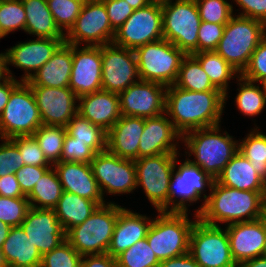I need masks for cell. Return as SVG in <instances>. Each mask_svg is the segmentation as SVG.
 <instances>
[{
    "label": "cell",
    "mask_w": 266,
    "mask_h": 267,
    "mask_svg": "<svg viewBox=\"0 0 266 267\" xmlns=\"http://www.w3.org/2000/svg\"><path fill=\"white\" fill-rule=\"evenodd\" d=\"M224 108L225 94L221 91L197 92L167 86L165 113L182 136L194 129L220 125Z\"/></svg>",
    "instance_id": "cell-1"
},
{
    "label": "cell",
    "mask_w": 266,
    "mask_h": 267,
    "mask_svg": "<svg viewBox=\"0 0 266 267\" xmlns=\"http://www.w3.org/2000/svg\"><path fill=\"white\" fill-rule=\"evenodd\" d=\"M209 197L198 218L207 224L224 226L263 217L261 191L239 190L223 186L214 180Z\"/></svg>",
    "instance_id": "cell-2"
},
{
    "label": "cell",
    "mask_w": 266,
    "mask_h": 267,
    "mask_svg": "<svg viewBox=\"0 0 266 267\" xmlns=\"http://www.w3.org/2000/svg\"><path fill=\"white\" fill-rule=\"evenodd\" d=\"M221 131V125L194 129L185 133L181 142L186 147L184 156L190 158L193 155L194 159L190 161L214 180L238 151V140L226 130Z\"/></svg>",
    "instance_id": "cell-3"
},
{
    "label": "cell",
    "mask_w": 266,
    "mask_h": 267,
    "mask_svg": "<svg viewBox=\"0 0 266 267\" xmlns=\"http://www.w3.org/2000/svg\"><path fill=\"white\" fill-rule=\"evenodd\" d=\"M265 35L266 25L263 22L235 13L225 24L215 51L241 75Z\"/></svg>",
    "instance_id": "cell-4"
},
{
    "label": "cell",
    "mask_w": 266,
    "mask_h": 267,
    "mask_svg": "<svg viewBox=\"0 0 266 267\" xmlns=\"http://www.w3.org/2000/svg\"><path fill=\"white\" fill-rule=\"evenodd\" d=\"M188 212H160L153 217L146 239L158 260L164 261L189 252L191 229L198 219Z\"/></svg>",
    "instance_id": "cell-5"
},
{
    "label": "cell",
    "mask_w": 266,
    "mask_h": 267,
    "mask_svg": "<svg viewBox=\"0 0 266 267\" xmlns=\"http://www.w3.org/2000/svg\"><path fill=\"white\" fill-rule=\"evenodd\" d=\"M119 215V205L113 201L98 206L82 223L65 233L66 240L82 256L105 254L109 248Z\"/></svg>",
    "instance_id": "cell-6"
},
{
    "label": "cell",
    "mask_w": 266,
    "mask_h": 267,
    "mask_svg": "<svg viewBox=\"0 0 266 267\" xmlns=\"http://www.w3.org/2000/svg\"><path fill=\"white\" fill-rule=\"evenodd\" d=\"M178 157H176L174 171L170 179L167 212H189L188 207L190 205L203 200L200 207L195 210V214L198 215L204 208L205 200L209 197V194L206 193V187L209 188L207 191L211 189L214 178L198 165H194L190 161L191 157H186L184 162L182 160L180 164Z\"/></svg>",
    "instance_id": "cell-7"
},
{
    "label": "cell",
    "mask_w": 266,
    "mask_h": 267,
    "mask_svg": "<svg viewBox=\"0 0 266 267\" xmlns=\"http://www.w3.org/2000/svg\"><path fill=\"white\" fill-rule=\"evenodd\" d=\"M200 23L195 0H162L163 38L186 55L198 53Z\"/></svg>",
    "instance_id": "cell-8"
},
{
    "label": "cell",
    "mask_w": 266,
    "mask_h": 267,
    "mask_svg": "<svg viewBox=\"0 0 266 267\" xmlns=\"http://www.w3.org/2000/svg\"><path fill=\"white\" fill-rule=\"evenodd\" d=\"M140 80L174 85L186 54L164 38L134 50Z\"/></svg>",
    "instance_id": "cell-9"
},
{
    "label": "cell",
    "mask_w": 266,
    "mask_h": 267,
    "mask_svg": "<svg viewBox=\"0 0 266 267\" xmlns=\"http://www.w3.org/2000/svg\"><path fill=\"white\" fill-rule=\"evenodd\" d=\"M210 225L199 218L189 239V254L199 267H238L234 261L226 227Z\"/></svg>",
    "instance_id": "cell-10"
},
{
    "label": "cell",
    "mask_w": 266,
    "mask_h": 267,
    "mask_svg": "<svg viewBox=\"0 0 266 267\" xmlns=\"http://www.w3.org/2000/svg\"><path fill=\"white\" fill-rule=\"evenodd\" d=\"M42 121L31 87L21 82L0 115V138L33 135Z\"/></svg>",
    "instance_id": "cell-11"
},
{
    "label": "cell",
    "mask_w": 266,
    "mask_h": 267,
    "mask_svg": "<svg viewBox=\"0 0 266 267\" xmlns=\"http://www.w3.org/2000/svg\"><path fill=\"white\" fill-rule=\"evenodd\" d=\"M177 156L180 153H163L134 161L137 189L142 187L146 198L157 212H167L170 179Z\"/></svg>",
    "instance_id": "cell-12"
},
{
    "label": "cell",
    "mask_w": 266,
    "mask_h": 267,
    "mask_svg": "<svg viewBox=\"0 0 266 267\" xmlns=\"http://www.w3.org/2000/svg\"><path fill=\"white\" fill-rule=\"evenodd\" d=\"M162 38V0H153L147 6L134 10L126 21L115 30L112 43L135 50Z\"/></svg>",
    "instance_id": "cell-13"
},
{
    "label": "cell",
    "mask_w": 266,
    "mask_h": 267,
    "mask_svg": "<svg viewBox=\"0 0 266 267\" xmlns=\"http://www.w3.org/2000/svg\"><path fill=\"white\" fill-rule=\"evenodd\" d=\"M90 166L103 198L105 194L119 196L137 189L134 160L120 158L105 150L95 154Z\"/></svg>",
    "instance_id": "cell-14"
},
{
    "label": "cell",
    "mask_w": 266,
    "mask_h": 267,
    "mask_svg": "<svg viewBox=\"0 0 266 267\" xmlns=\"http://www.w3.org/2000/svg\"><path fill=\"white\" fill-rule=\"evenodd\" d=\"M108 13L101 0L84 3L74 25L65 34L64 42L73 45L103 46L113 41Z\"/></svg>",
    "instance_id": "cell-15"
},
{
    "label": "cell",
    "mask_w": 266,
    "mask_h": 267,
    "mask_svg": "<svg viewBox=\"0 0 266 267\" xmlns=\"http://www.w3.org/2000/svg\"><path fill=\"white\" fill-rule=\"evenodd\" d=\"M102 90L119 94L140 80L134 50L113 43L101 46Z\"/></svg>",
    "instance_id": "cell-16"
},
{
    "label": "cell",
    "mask_w": 266,
    "mask_h": 267,
    "mask_svg": "<svg viewBox=\"0 0 266 267\" xmlns=\"http://www.w3.org/2000/svg\"><path fill=\"white\" fill-rule=\"evenodd\" d=\"M64 39L34 38L27 42H18L4 51L7 75L16 78L9 66L23 70L21 82L29 81L34 74L52 57Z\"/></svg>",
    "instance_id": "cell-17"
},
{
    "label": "cell",
    "mask_w": 266,
    "mask_h": 267,
    "mask_svg": "<svg viewBox=\"0 0 266 267\" xmlns=\"http://www.w3.org/2000/svg\"><path fill=\"white\" fill-rule=\"evenodd\" d=\"M167 86L139 80L118 94L122 116L150 118L165 113Z\"/></svg>",
    "instance_id": "cell-18"
},
{
    "label": "cell",
    "mask_w": 266,
    "mask_h": 267,
    "mask_svg": "<svg viewBox=\"0 0 266 267\" xmlns=\"http://www.w3.org/2000/svg\"><path fill=\"white\" fill-rule=\"evenodd\" d=\"M30 87L43 125L66 127L78 113V97L69 87Z\"/></svg>",
    "instance_id": "cell-19"
},
{
    "label": "cell",
    "mask_w": 266,
    "mask_h": 267,
    "mask_svg": "<svg viewBox=\"0 0 266 267\" xmlns=\"http://www.w3.org/2000/svg\"><path fill=\"white\" fill-rule=\"evenodd\" d=\"M69 88L77 97L102 90L101 46L73 45Z\"/></svg>",
    "instance_id": "cell-20"
},
{
    "label": "cell",
    "mask_w": 266,
    "mask_h": 267,
    "mask_svg": "<svg viewBox=\"0 0 266 267\" xmlns=\"http://www.w3.org/2000/svg\"><path fill=\"white\" fill-rule=\"evenodd\" d=\"M20 226L42 256L66 240L54 209L30 207Z\"/></svg>",
    "instance_id": "cell-21"
},
{
    "label": "cell",
    "mask_w": 266,
    "mask_h": 267,
    "mask_svg": "<svg viewBox=\"0 0 266 267\" xmlns=\"http://www.w3.org/2000/svg\"><path fill=\"white\" fill-rule=\"evenodd\" d=\"M224 227L227 230L232 257L238 266L244 261L262 256L266 241V217Z\"/></svg>",
    "instance_id": "cell-22"
},
{
    "label": "cell",
    "mask_w": 266,
    "mask_h": 267,
    "mask_svg": "<svg viewBox=\"0 0 266 267\" xmlns=\"http://www.w3.org/2000/svg\"><path fill=\"white\" fill-rule=\"evenodd\" d=\"M166 113L145 118L141 135L138 158L156 156L163 153H179L182 135L174 128Z\"/></svg>",
    "instance_id": "cell-23"
},
{
    "label": "cell",
    "mask_w": 266,
    "mask_h": 267,
    "mask_svg": "<svg viewBox=\"0 0 266 267\" xmlns=\"http://www.w3.org/2000/svg\"><path fill=\"white\" fill-rule=\"evenodd\" d=\"M63 191L95 201L99 206L106 204L90 163L58 162L53 165Z\"/></svg>",
    "instance_id": "cell-24"
},
{
    "label": "cell",
    "mask_w": 266,
    "mask_h": 267,
    "mask_svg": "<svg viewBox=\"0 0 266 267\" xmlns=\"http://www.w3.org/2000/svg\"><path fill=\"white\" fill-rule=\"evenodd\" d=\"M152 221L150 216L119 205V215L107 253L116 258L137 241L146 238Z\"/></svg>",
    "instance_id": "cell-25"
},
{
    "label": "cell",
    "mask_w": 266,
    "mask_h": 267,
    "mask_svg": "<svg viewBox=\"0 0 266 267\" xmlns=\"http://www.w3.org/2000/svg\"><path fill=\"white\" fill-rule=\"evenodd\" d=\"M78 114L108 132L120 119L119 96L100 90L78 97Z\"/></svg>",
    "instance_id": "cell-26"
},
{
    "label": "cell",
    "mask_w": 266,
    "mask_h": 267,
    "mask_svg": "<svg viewBox=\"0 0 266 267\" xmlns=\"http://www.w3.org/2000/svg\"><path fill=\"white\" fill-rule=\"evenodd\" d=\"M145 118L121 116L107 132V150L123 159L137 160Z\"/></svg>",
    "instance_id": "cell-27"
},
{
    "label": "cell",
    "mask_w": 266,
    "mask_h": 267,
    "mask_svg": "<svg viewBox=\"0 0 266 267\" xmlns=\"http://www.w3.org/2000/svg\"><path fill=\"white\" fill-rule=\"evenodd\" d=\"M72 59L73 44L63 42L53 53L50 60L26 83L29 86L69 87Z\"/></svg>",
    "instance_id": "cell-28"
},
{
    "label": "cell",
    "mask_w": 266,
    "mask_h": 267,
    "mask_svg": "<svg viewBox=\"0 0 266 267\" xmlns=\"http://www.w3.org/2000/svg\"><path fill=\"white\" fill-rule=\"evenodd\" d=\"M10 267H39L42 255L21 226L11 227L2 246Z\"/></svg>",
    "instance_id": "cell-29"
},
{
    "label": "cell",
    "mask_w": 266,
    "mask_h": 267,
    "mask_svg": "<svg viewBox=\"0 0 266 267\" xmlns=\"http://www.w3.org/2000/svg\"><path fill=\"white\" fill-rule=\"evenodd\" d=\"M216 181L234 189L261 191L264 179L258 175L251 162L237 151Z\"/></svg>",
    "instance_id": "cell-30"
},
{
    "label": "cell",
    "mask_w": 266,
    "mask_h": 267,
    "mask_svg": "<svg viewBox=\"0 0 266 267\" xmlns=\"http://www.w3.org/2000/svg\"><path fill=\"white\" fill-rule=\"evenodd\" d=\"M26 12L24 32L36 38L64 39L65 34L58 28L47 0H22Z\"/></svg>",
    "instance_id": "cell-31"
},
{
    "label": "cell",
    "mask_w": 266,
    "mask_h": 267,
    "mask_svg": "<svg viewBox=\"0 0 266 267\" xmlns=\"http://www.w3.org/2000/svg\"><path fill=\"white\" fill-rule=\"evenodd\" d=\"M99 205L92 200L64 191L54 211L65 233L82 224Z\"/></svg>",
    "instance_id": "cell-32"
},
{
    "label": "cell",
    "mask_w": 266,
    "mask_h": 267,
    "mask_svg": "<svg viewBox=\"0 0 266 267\" xmlns=\"http://www.w3.org/2000/svg\"><path fill=\"white\" fill-rule=\"evenodd\" d=\"M191 55L200 63L212 85L225 94L226 107V100L230 97L228 93L230 80H235L240 74L216 51H202Z\"/></svg>",
    "instance_id": "cell-33"
},
{
    "label": "cell",
    "mask_w": 266,
    "mask_h": 267,
    "mask_svg": "<svg viewBox=\"0 0 266 267\" xmlns=\"http://www.w3.org/2000/svg\"><path fill=\"white\" fill-rule=\"evenodd\" d=\"M63 187L54 167H50L35 183L27 196L30 207L38 209H54L63 194Z\"/></svg>",
    "instance_id": "cell-34"
},
{
    "label": "cell",
    "mask_w": 266,
    "mask_h": 267,
    "mask_svg": "<svg viewBox=\"0 0 266 267\" xmlns=\"http://www.w3.org/2000/svg\"><path fill=\"white\" fill-rule=\"evenodd\" d=\"M236 82L239 86L234 102L238 111L250 118L263 113L266 107V93L259 83L246 80L241 75L237 77Z\"/></svg>",
    "instance_id": "cell-35"
},
{
    "label": "cell",
    "mask_w": 266,
    "mask_h": 267,
    "mask_svg": "<svg viewBox=\"0 0 266 267\" xmlns=\"http://www.w3.org/2000/svg\"><path fill=\"white\" fill-rule=\"evenodd\" d=\"M67 133L81 143H86L95 153L107 150V132L76 114L66 126Z\"/></svg>",
    "instance_id": "cell-36"
},
{
    "label": "cell",
    "mask_w": 266,
    "mask_h": 267,
    "mask_svg": "<svg viewBox=\"0 0 266 267\" xmlns=\"http://www.w3.org/2000/svg\"><path fill=\"white\" fill-rule=\"evenodd\" d=\"M174 85L188 91H220L212 85L208 75L192 55H186L182 59Z\"/></svg>",
    "instance_id": "cell-37"
},
{
    "label": "cell",
    "mask_w": 266,
    "mask_h": 267,
    "mask_svg": "<svg viewBox=\"0 0 266 267\" xmlns=\"http://www.w3.org/2000/svg\"><path fill=\"white\" fill-rule=\"evenodd\" d=\"M238 151L246 157L257 171L266 179V134L255 127L242 140L238 141Z\"/></svg>",
    "instance_id": "cell-38"
},
{
    "label": "cell",
    "mask_w": 266,
    "mask_h": 267,
    "mask_svg": "<svg viewBox=\"0 0 266 267\" xmlns=\"http://www.w3.org/2000/svg\"><path fill=\"white\" fill-rule=\"evenodd\" d=\"M66 127L41 125L33 134L46 160L53 166L61 158Z\"/></svg>",
    "instance_id": "cell-39"
},
{
    "label": "cell",
    "mask_w": 266,
    "mask_h": 267,
    "mask_svg": "<svg viewBox=\"0 0 266 267\" xmlns=\"http://www.w3.org/2000/svg\"><path fill=\"white\" fill-rule=\"evenodd\" d=\"M117 267H159L158 260L147 239H141L116 257Z\"/></svg>",
    "instance_id": "cell-40"
},
{
    "label": "cell",
    "mask_w": 266,
    "mask_h": 267,
    "mask_svg": "<svg viewBox=\"0 0 266 267\" xmlns=\"http://www.w3.org/2000/svg\"><path fill=\"white\" fill-rule=\"evenodd\" d=\"M26 12L22 0H0V39L25 29Z\"/></svg>",
    "instance_id": "cell-41"
},
{
    "label": "cell",
    "mask_w": 266,
    "mask_h": 267,
    "mask_svg": "<svg viewBox=\"0 0 266 267\" xmlns=\"http://www.w3.org/2000/svg\"><path fill=\"white\" fill-rule=\"evenodd\" d=\"M47 3L56 25L64 34L74 25L84 5L78 0H47Z\"/></svg>",
    "instance_id": "cell-42"
},
{
    "label": "cell",
    "mask_w": 266,
    "mask_h": 267,
    "mask_svg": "<svg viewBox=\"0 0 266 267\" xmlns=\"http://www.w3.org/2000/svg\"><path fill=\"white\" fill-rule=\"evenodd\" d=\"M201 21L225 25L234 15L232 1L195 0Z\"/></svg>",
    "instance_id": "cell-43"
},
{
    "label": "cell",
    "mask_w": 266,
    "mask_h": 267,
    "mask_svg": "<svg viewBox=\"0 0 266 267\" xmlns=\"http://www.w3.org/2000/svg\"><path fill=\"white\" fill-rule=\"evenodd\" d=\"M82 255L65 240L42 256L41 267H80Z\"/></svg>",
    "instance_id": "cell-44"
},
{
    "label": "cell",
    "mask_w": 266,
    "mask_h": 267,
    "mask_svg": "<svg viewBox=\"0 0 266 267\" xmlns=\"http://www.w3.org/2000/svg\"><path fill=\"white\" fill-rule=\"evenodd\" d=\"M30 208L27 197L0 196V221L10 227L20 226Z\"/></svg>",
    "instance_id": "cell-45"
},
{
    "label": "cell",
    "mask_w": 266,
    "mask_h": 267,
    "mask_svg": "<svg viewBox=\"0 0 266 267\" xmlns=\"http://www.w3.org/2000/svg\"><path fill=\"white\" fill-rule=\"evenodd\" d=\"M19 149L24 165L52 166L45 158L33 135L16 136L10 139Z\"/></svg>",
    "instance_id": "cell-46"
},
{
    "label": "cell",
    "mask_w": 266,
    "mask_h": 267,
    "mask_svg": "<svg viewBox=\"0 0 266 267\" xmlns=\"http://www.w3.org/2000/svg\"><path fill=\"white\" fill-rule=\"evenodd\" d=\"M95 154L86 143L77 141L66 132L59 162L90 163Z\"/></svg>",
    "instance_id": "cell-47"
},
{
    "label": "cell",
    "mask_w": 266,
    "mask_h": 267,
    "mask_svg": "<svg viewBox=\"0 0 266 267\" xmlns=\"http://www.w3.org/2000/svg\"><path fill=\"white\" fill-rule=\"evenodd\" d=\"M0 177L15 173L24 165L17 146L10 140L0 138Z\"/></svg>",
    "instance_id": "cell-48"
},
{
    "label": "cell",
    "mask_w": 266,
    "mask_h": 267,
    "mask_svg": "<svg viewBox=\"0 0 266 267\" xmlns=\"http://www.w3.org/2000/svg\"><path fill=\"white\" fill-rule=\"evenodd\" d=\"M241 76L252 82H259L266 76V35L251 55L249 64Z\"/></svg>",
    "instance_id": "cell-49"
},
{
    "label": "cell",
    "mask_w": 266,
    "mask_h": 267,
    "mask_svg": "<svg viewBox=\"0 0 266 267\" xmlns=\"http://www.w3.org/2000/svg\"><path fill=\"white\" fill-rule=\"evenodd\" d=\"M225 25L201 21L198 31V52L215 51Z\"/></svg>",
    "instance_id": "cell-50"
},
{
    "label": "cell",
    "mask_w": 266,
    "mask_h": 267,
    "mask_svg": "<svg viewBox=\"0 0 266 267\" xmlns=\"http://www.w3.org/2000/svg\"><path fill=\"white\" fill-rule=\"evenodd\" d=\"M52 166L23 165L16 172L20 188L25 196L33 190L35 183Z\"/></svg>",
    "instance_id": "cell-51"
},
{
    "label": "cell",
    "mask_w": 266,
    "mask_h": 267,
    "mask_svg": "<svg viewBox=\"0 0 266 267\" xmlns=\"http://www.w3.org/2000/svg\"><path fill=\"white\" fill-rule=\"evenodd\" d=\"M101 1L106 7L110 24L114 30H117L134 12V9L125 0Z\"/></svg>",
    "instance_id": "cell-52"
},
{
    "label": "cell",
    "mask_w": 266,
    "mask_h": 267,
    "mask_svg": "<svg viewBox=\"0 0 266 267\" xmlns=\"http://www.w3.org/2000/svg\"><path fill=\"white\" fill-rule=\"evenodd\" d=\"M238 5L237 15L259 20L266 25V0H232Z\"/></svg>",
    "instance_id": "cell-53"
},
{
    "label": "cell",
    "mask_w": 266,
    "mask_h": 267,
    "mask_svg": "<svg viewBox=\"0 0 266 267\" xmlns=\"http://www.w3.org/2000/svg\"><path fill=\"white\" fill-rule=\"evenodd\" d=\"M0 196L2 197H27L23 194L15 173L0 177Z\"/></svg>",
    "instance_id": "cell-54"
},
{
    "label": "cell",
    "mask_w": 266,
    "mask_h": 267,
    "mask_svg": "<svg viewBox=\"0 0 266 267\" xmlns=\"http://www.w3.org/2000/svg\"><path fill=\"white\" fill-rule=\"evenodd\" d=\"M80 267H117V261L108 253L84 255Z\"/></svg>",
    "instance_id": "cell-55"
},
{
    "label": "cell",
    "mask_w": 266,
    "mask_h": 267,
    "mask_svg": "<svg viewBox=\"0 0 266 267\" xmlns=\"http://www.w3.org/2000/svg\"><path fill=\"white\" fill-rule=\"evenodd\" d=\"M21 83L16 78L8 76L5 80L0 82V115L8 103L11 92Z\"/></svg>",
    "instance_id": "cell-56"
},
{
    "label": "cell",
    "mask_w": 266,
    "mask_h": 267,
    "mask_svg": "<svg viewBox=\"0 0 266 267\" xmlns=\"http://www.w3.org/2000/svg\"><path fill=\"white\" fill-rule=\"evenodd\" d=\"M159 267H199V265L189 252H187L183 255L161 261Z\"/></svg>",
    "instance_id": "cell-57"
},
{
    "label": "cell",
    "mask_w": 266,
    "mask_h": 267,
    "mask_svg": "<svg viewBox=\"0 0 266 267\" xmlns=\"http://www.w3.org/2000/svg\"><path fill=\"white\" fill-rule=\"evenodd\" d=\"M238 267H266V258L260 256L242 262Z\"/></svg>",
    "instance_id": "cell-58"
},
{
    "label": "cell",
    "mask_w": 266,
    "mask_h": 267,
    "mask_svg": "<svg viewBox=\"0 0 266 267\" xmlns=\"http://www.w3.org/2000/svg\"><path fill=\"white\" fill-rule=\"evenodd\" d=\"M11 227L6 223L0 221V249H2L3 243L6 240Z\"/></svg>",
    "instance_id": "cell-59"
},
{
    "label": "cell",
    "mask_w": 266,
    "mask_h": 267,
    "mask_svg": "<svg viewBox=\"0 0 266 267\" xmlns=\"http://www.w3.org/2000/svg\"><path fill=\"white\" fill-rule=\"evenodd\" d=\"M134 10L145 7L150 4L153 0H125Z\"/></svg>",
    "instance_id": "cell-60"
},
{
    "label": "cell",
    "mask_w": 266,
    "mask_h": 267,
    "mask_svg": "<svg viewBox=\"0 0 266 267\" xmlns=\"http://www.w3.org/2000/svg\"><path fill=\"white\" fill-rule=\"evenodd\" d=\"M8 77L6 69V60L3 52L0 53V82Z\"/></svg>",
    "instance_id": "cell-61"
},
{
    "label": "cell",
    "mask_w": 266,
    "mask_h": 267,
    "mask_svg": "<svg viewBox=\"0 0 266 267\" xmlns=\"http://www.w3.org/2000/svg\"><path fill=\"white\" fill-rule=\"evenodd\" d=\"M261 198V211L263 214V217H266V179L263 182V186L260 193Z\"/></svg>",
    "instance_id": "cell-62"
},
{
    "label": "cell",
    "mask_w": 266,
    "mask_h": 267,
    "mask_svg": "<svg viewBox=\"0 0 266 267\" xmlns=\"http://www.w3.org/2000/svg\"><path fill=\"white\" fill-rule=\"evenodd\" d=\"M0 267H10L6 261V258H5L4 253L2 252V249H0Z\"/></svg>",
    "instance_id": "cell-63"
},
{
    "label": "cell",
    "mask_w": 266,
    "mask_h": 267,
    "mask_svg": "<svg viewBox=\"0 0 266 267\" xmlns=\"http://www.w3.org/2000/svg\"><path fill=\"white\" fill-rule=\"evenodd\" d=\"M258 83L259 85H261V88L266 93V76L263 77Z\"/></svg>",
    "instance_id": "cell-64"
},
{
    "label": "cell",
    "mask_w": 266,
    "mask_h": 267,
    "mask_svg": "<svg viewBox=\"0 0 266 267\" xmlns=\"http://www.w3.org/2000/svg\"><path fill=\"white\" fill-rule=\"evenodd\" d=\"M262 257L266 258V241H265V243H264V248H263Z\"/></svg>",
    "instance_id": "cell-65"
},
{
    "label": "cell",
    "mask_w": 266,
    "mask_h": 267,
    "mask_svg": "<svg viewBox=\"0 0 266 267\" xmlns=\"http://www.w3.org/2000/svg\"><path fill=\"white\" fill-rule=\"evenodd\" d=\"M78 1L86 3V2H89V1H92V0H78Z\"/></svg>",
    "instance_id": "cell-66"
}]
</instances>
